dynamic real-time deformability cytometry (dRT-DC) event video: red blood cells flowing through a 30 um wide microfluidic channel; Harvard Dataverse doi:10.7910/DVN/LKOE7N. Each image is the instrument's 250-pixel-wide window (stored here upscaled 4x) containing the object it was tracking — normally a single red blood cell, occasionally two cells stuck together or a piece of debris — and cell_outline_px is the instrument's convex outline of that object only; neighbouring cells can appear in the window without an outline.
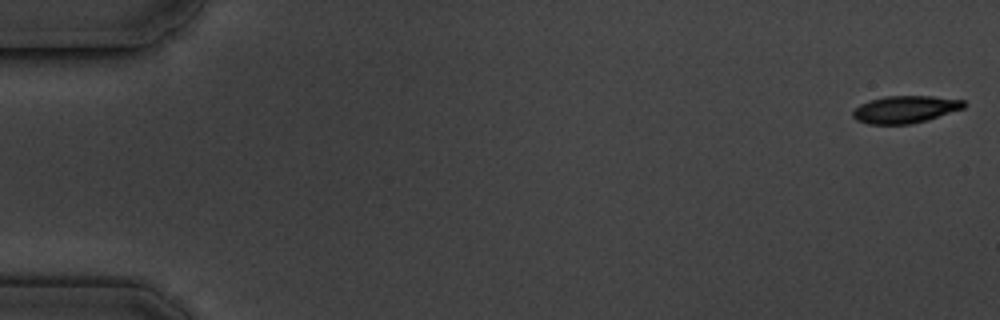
{"species": "common noctule bat (a hibernating species)", "species_latin": "Nyctalus noctula", "temperature_condition": "cold", "stored_images_in_passage": 6, "camera_frame_rate_fps": 3000, "um_per_image_px": 0.085, "animal": {"sex": "male", "body_mass_g": 19.5, "forearm_length_mm": 54.6}, "frame": {"image": 1, "passage_image": 1, "time_ms": 0.0, "image_size_px": [1000, 320], "cell_outline_px": [[968, 104], [964, 108], [928, 120], [912, 124], [868, 124], [856, 120], [852, 116], [852, 112], [860, 104], [884, 96], [932, 96], [964, 100]], "centroid_in_image_um": [76.97, 9.3], "position_along_channel_um": 8.0, "area_um2": 17.74}}
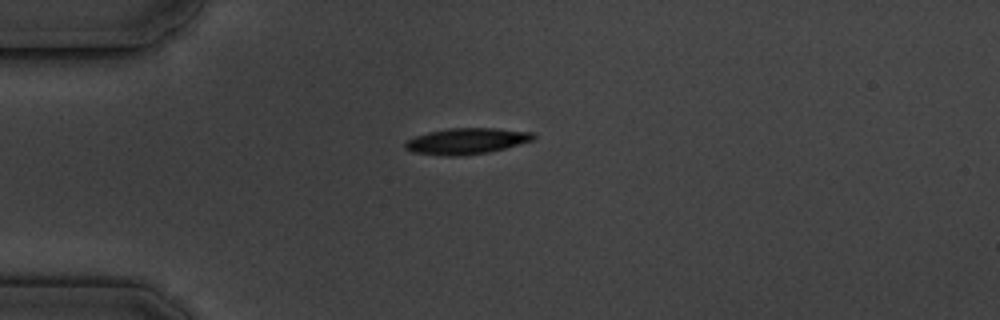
{"frame": {"image": 2, "passage_image": 5, "time_ms": 4.667, "image_size_px": [1000, 320], "cell_outline_px": [[536, 136], [532, 140], [504, 148], [488, 152], [464, 156], [444, 156], [412, 152], [404, 148], [404, 144], [408, 140], [416, 136], [428, 132], [448, 128], [496, 128], [532, 132]], "centroid_in_image_um": [39.63, 11.99], "position_along_channel_um": 45.4, "area_um2": 19.42}}